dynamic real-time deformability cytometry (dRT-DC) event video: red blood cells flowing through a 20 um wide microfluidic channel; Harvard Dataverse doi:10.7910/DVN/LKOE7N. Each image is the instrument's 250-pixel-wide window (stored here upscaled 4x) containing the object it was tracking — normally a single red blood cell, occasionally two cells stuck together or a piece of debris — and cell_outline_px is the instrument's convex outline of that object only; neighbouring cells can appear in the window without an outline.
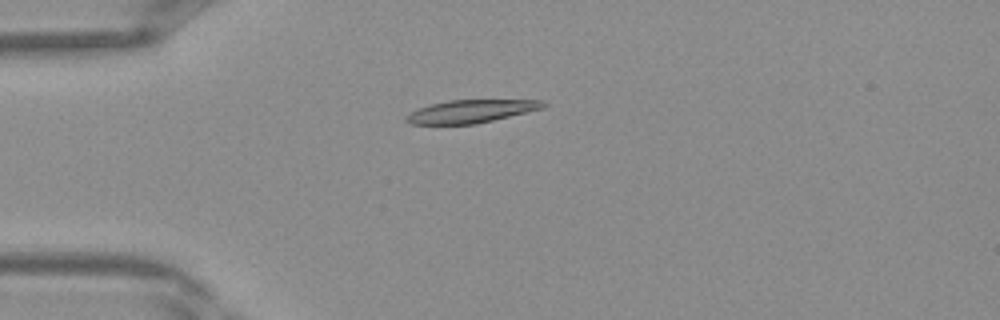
{"species": "Egyptian fruit bat (a non-hibernating species)", "species_latin": "Rousettus aegyptiacus", "temperature_condition": "warm", "stored_images_in_passage": 30, "camera_frame_rate_fps": 3000, "um_per_image_px": 0.085, "frame": {"image": 1, "passage_image": 1, "time_ms": 0.0, "image_size_px": [1000, 320], "cell_outline_px": [[548, 104], [544, 108], [476, 124], [412, 124], [404, 120], [404, 116], [420, 108], [432, 104], [452, 100], [540, 100]], "centroid_in_image_um": [40.05, 9.46], "position_along_channel_um": 45.0, "area_um2": 18.09}}
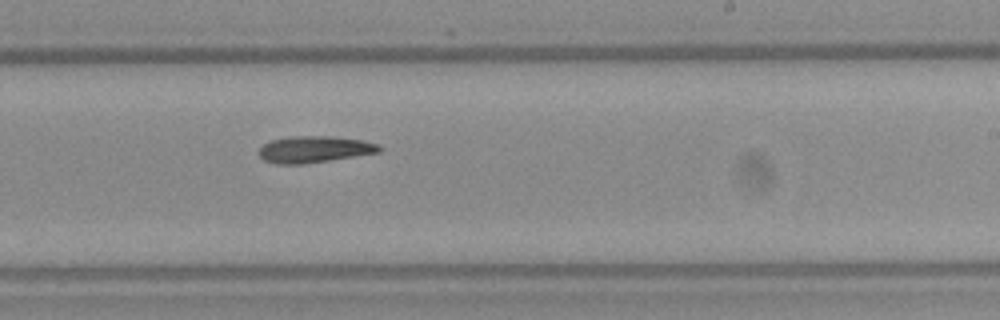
{"frame": {"image": 2, "passage_image": 15, "time_ms": 4.667, "image_size_px": [1000, 320], "cell_outline_px": [[384, 148], [380, 152], [328, 160], [300, 164], [276, 164], [264, 160], [256, 152], [264, 144], [272, 140], [288, 136], [332, 136], [360, 140], [380, 144]], "centroid_in_image_um": [26.71, 12.68], "position_along_channel_um": 262.3, "area_um2": 18.61}}
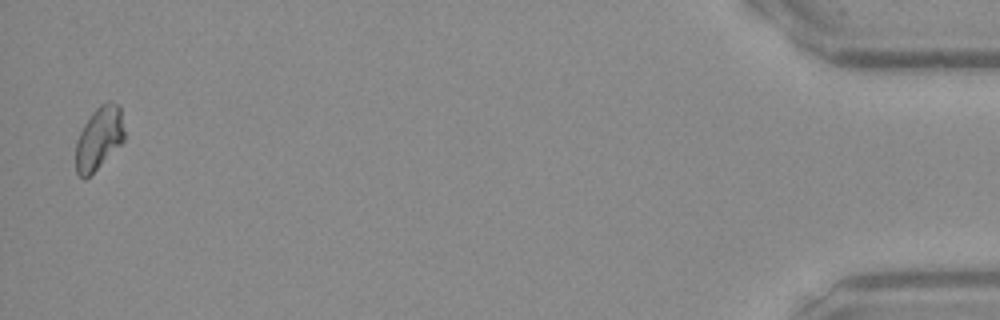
{"frame": {"image": 3, "passage_image": 30, "time_ms": 9.667, "image_size_px": [1000, 320], "cell_outline_px": [[124, 140], [84, 180], [76, 172], [76, 140], [84, 124], [92, 112], [100, 104], [108, 100], [112, 100], [120, 108], [124, 132]], "centroid_in_image_um": [8.4, 11.7], "position_along_channel_um": 426.8, "area_um2": 17.46}}